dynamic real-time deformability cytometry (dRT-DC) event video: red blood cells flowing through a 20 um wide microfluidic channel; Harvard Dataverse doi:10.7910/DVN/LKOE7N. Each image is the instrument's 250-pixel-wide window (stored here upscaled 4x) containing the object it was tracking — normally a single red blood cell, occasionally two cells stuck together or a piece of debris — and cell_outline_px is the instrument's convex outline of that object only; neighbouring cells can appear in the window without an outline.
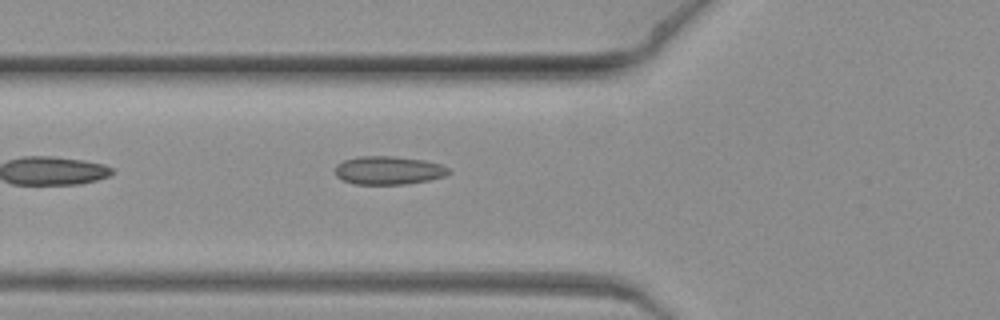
{"species": "common noctule bat (a hibernating species)", "species_latin": "Nyctalus noctula", "temperature_condition": "warm", "stored_images_in_passage": 6, "camera_frame_rate_fps": 3000, "um_per_image_px": 0.085, "animal": {"sex": "female", "body_mass_g": 19.3, "forearm_length_mm": 54.1}, "frame": {"image": 1, "passage_image": 6, "time_ms": 1.667, "image_size_px": [1000, 320], "cell_outline_px": [[452, 172], [444, 176], [428, 180], [404, 184], [352, 184], [336, 176], [336, 164], [344, 160], [360, 156], [392, 156], [424, 160], [440, 164], [448, 168]], "centroid_in_image_um": [33.02, 14.48], "position_along_channel_um": 92.8, "area_um2": 18.67}}